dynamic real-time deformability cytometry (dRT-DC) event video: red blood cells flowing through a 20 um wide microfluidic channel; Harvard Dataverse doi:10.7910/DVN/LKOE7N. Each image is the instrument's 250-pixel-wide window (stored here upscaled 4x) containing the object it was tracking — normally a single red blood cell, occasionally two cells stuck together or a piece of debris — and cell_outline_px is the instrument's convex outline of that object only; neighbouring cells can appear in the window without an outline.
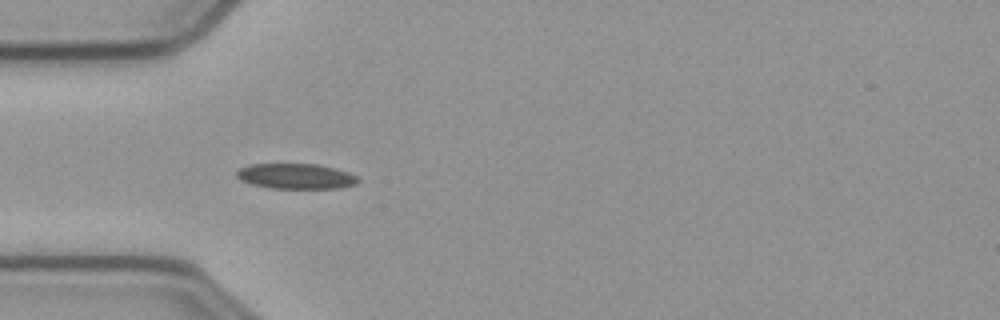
{"species": "common noctule bat (a hibernating species)", "species_latin": "Nyctalus noctula", "temperature_condition": "cold", "stored_images_in_passage": 41, "camera_frame_rate_fps": 3000, "um_per_image_px": 0.085, "animal": {"sex": "male", "body_mass_g": 23.1, "forearm_length_mm": 52.7}, "frame": {"image": 1, "passage_image": 1, "time_ms": 0.0, "image_size_px": [1000, 320], "cell_outline_px": [[360, 180], [356, 184], [340, 188], [272, 188], [252, 184], [240, 180], [236, 176], [236, 172], [240, 168], [248, 164], [316, 164], [348, 172], [356, 176]], "centroid_in_image_um": [25.13, 14.98], "position_along_channel_um": 59.9, "area_um2": 17.8}}
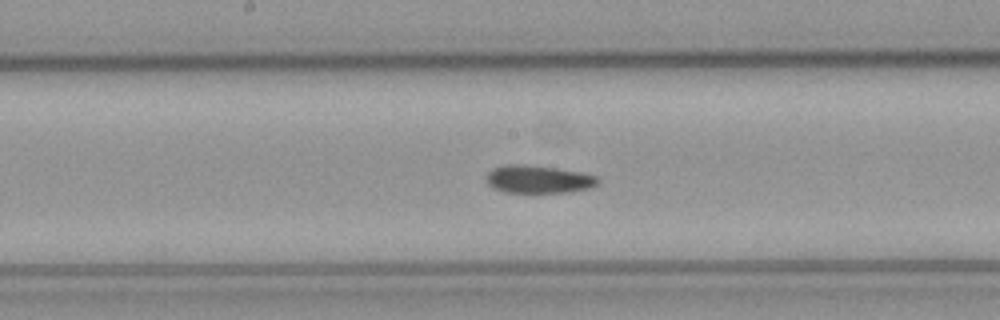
{"frame": {"image": 2, "passage_image": 13, "time_ms": 4.0, "image_size_px": [1000, 320], "cell_outline_px": [[600, 180], [592, 188], [568, 192], [504, 192], [492, 188], [488, 184], [484, 176], [492, 168], [504, 164], [524, 164], [556, 168], [580, 172], [596, 176]], "centroid_in_image_um": [45.71, 15.23], "position_along_channel_um": 202.5, "area_um2": 18.26}}
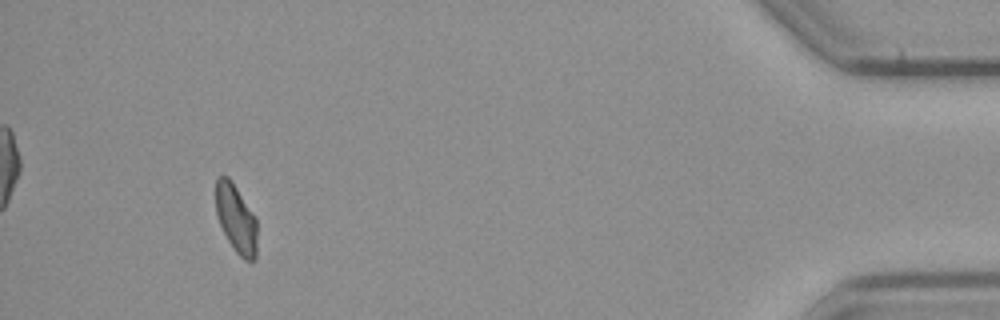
{"frame": {"image": 3, "passage_image": 37, "time_ms": 12.0, "image_size_px": [1000, 320], "cell_outline_px": [[256, 256], [252, 260], [244, 260], [236, 252], [228, 240], [216, 216], [216, 180], [220, 176], [228, 176], [232, 180], [256, 216]], "centroid_in_image_um": [20.07, 18.55], "position_along_channel_um": 415.1, "area_um2": 16.47}}